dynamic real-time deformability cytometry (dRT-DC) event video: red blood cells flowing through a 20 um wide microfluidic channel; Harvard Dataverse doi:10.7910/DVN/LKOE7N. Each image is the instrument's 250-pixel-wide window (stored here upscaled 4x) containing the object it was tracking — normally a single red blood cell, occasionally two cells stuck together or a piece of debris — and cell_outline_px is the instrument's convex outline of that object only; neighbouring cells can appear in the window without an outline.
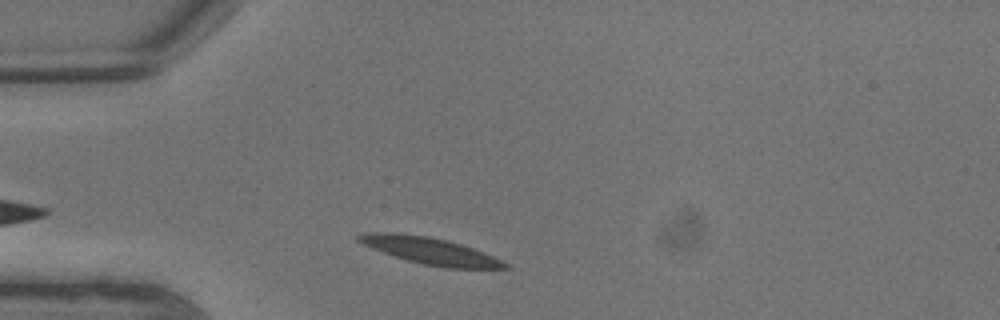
{"species": "common noctule bat (a hibernating species)", "species_latin": "Nyctalus noctula", "temperature_condition": "warm", "stored_images_in_passage": 3, "camera_frame_rate_fps": 3000, "um_per_image_px": 0.085, "animal": {"sex": "male", "body_mass_g": 13.3}, "frame": {"image": 1, "passage_image": 1, "time_ms": 0.0, "image_size_px": [1000, 320], "cell_outline_px": [[512, 268], [448, 268], [424, 264], [408, 260], [372, 248], [356, 240], [356, 236], [364, 232], [392, 232], [428, 236], [460, 244], [472, 248], [492, 256], [508, 264]], "centroid_in_image_um": [36.52, 21.31], "position_along_channel_um": 48.5, "area_um2": 22.31}}
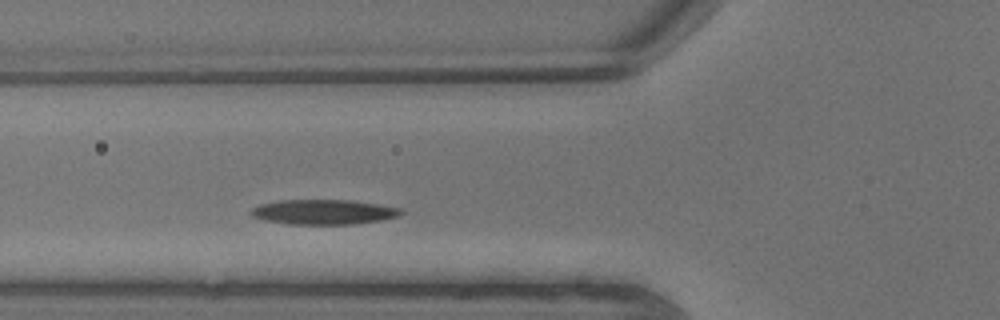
{"frame": {"image": 2, "passage_image": 3, "time_ms": 0.667, "image_size_px": [1000, 320], "cell_outline_px": [[404, 212], [400, 216], [380, 220], [352, 224], [288, 224], [264, 220], [252, 216], [248, 212], [252, 208], [260, 204], [280, 200], [348, 200], [380, 204], [400, 208]], "centroid_in_image_um": [27.5, 18.01], "position_along_channel_um": 98.3, "area_um2": 21.79}}